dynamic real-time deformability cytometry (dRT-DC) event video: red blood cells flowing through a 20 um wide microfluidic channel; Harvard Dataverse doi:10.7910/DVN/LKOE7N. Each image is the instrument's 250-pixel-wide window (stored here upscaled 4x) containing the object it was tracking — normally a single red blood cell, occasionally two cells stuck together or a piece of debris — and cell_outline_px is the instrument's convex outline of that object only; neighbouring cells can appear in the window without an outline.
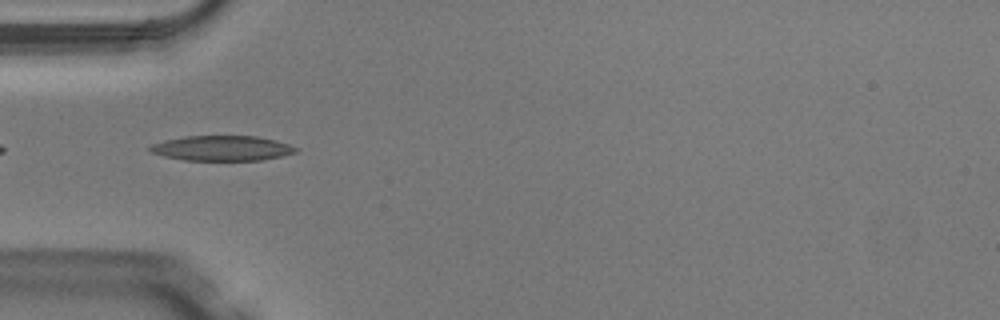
{"species": "Egyptian fruit bat (a non-hibernating species)", "species_latin": "Rousettus aegyptiacus", "temperature_condition": "warm", "stored_images_in_passage": 3, "camera_frame_rate_fps": 3000, "um_per_image_px": 0.085, "animal": {"sex": "male"}, "frame": {"image": 1, "passage_image": 2, "time_ms": 0.333, "image_size_px": [1000, 320], "cell_outline_px": [[300, 148], [296, 152], [280, 156], [260, 160], [184, 160], [164, 156], [148, 152], [148, 148], [152, 144], [164, 140], [184, 136], [256, 136], [276, 140]], "centroid_in_image_um": [18.84, 12.59], "position_along_channel_um": 66.2, "area_um2": 21.33}}